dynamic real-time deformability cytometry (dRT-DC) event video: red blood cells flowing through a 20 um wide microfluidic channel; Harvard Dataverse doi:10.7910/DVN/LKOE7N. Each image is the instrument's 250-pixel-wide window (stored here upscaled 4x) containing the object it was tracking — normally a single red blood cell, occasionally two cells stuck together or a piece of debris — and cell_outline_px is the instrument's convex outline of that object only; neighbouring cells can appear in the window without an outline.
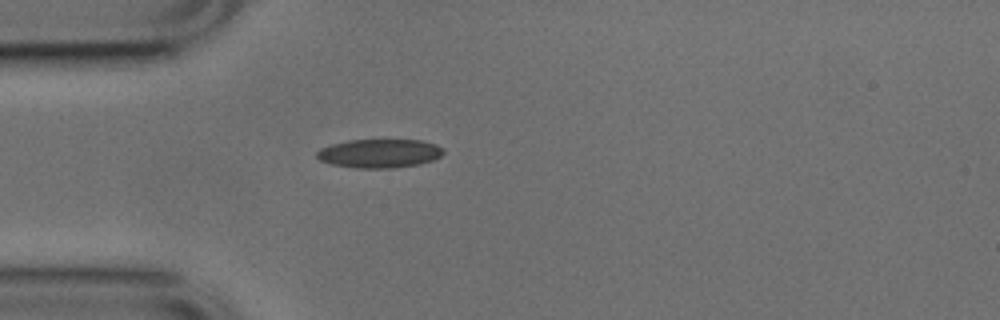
{"species": "common noctule bat (a hibernating species)", "species_latin": "Nyctalus noctula", "temperature_condition": "cold", "stored_images_in_passage": 32, "camera_frame_rate_fps": 3000, "um_per_image_px": 0.085, "animal": {"sex": "male", "body_mass_g": 17.9, "forearm_length_mm": 54.2}, "frame": {"image": 1, "passage_image": 1, "time_ms": 0.0, "image_size_px": [1000, 320], "cell_outline_px": [[444, 152], [440, 156], [432, 160], [420, 164], [392, 168], [356, 168], [332, 164], [320, 160], [316, 156], [316, 152], [320, 148], [332, 144], [348, 140], [420, 140], [436, 144], [444, 148]], "centroid_in_image_um": [32.26, 13.04], "position_along_channel_um": 52.7, "area_um2": 21.21}}
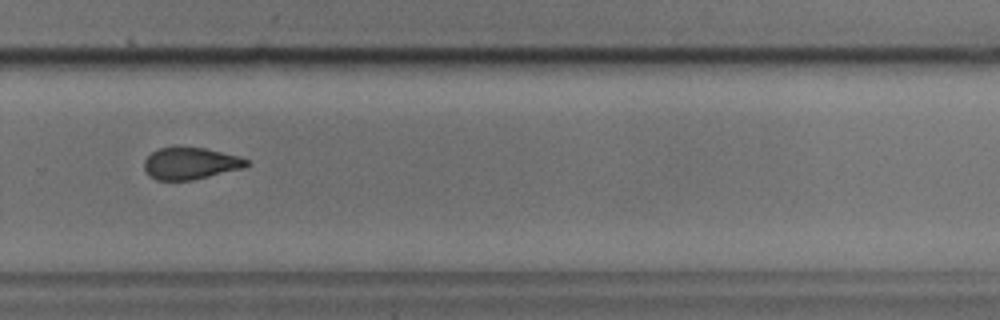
{"frame": {"image": 2, "passage_image": 22, "time_ms": 7.0, "image_size_px": [1000, 320], "cell_outline_px": [[248, 164], [244, 168], [192, 180], [156, 180], [148, 176], [144, 168], [144, 160], [152, 152], [160, 148], [204, 148], [240, 156], [248, 160]], "centroid_in_image_um": [16.18, 13.9], "position_along_channel_um": 313.6, "area_um2": 18.84}}
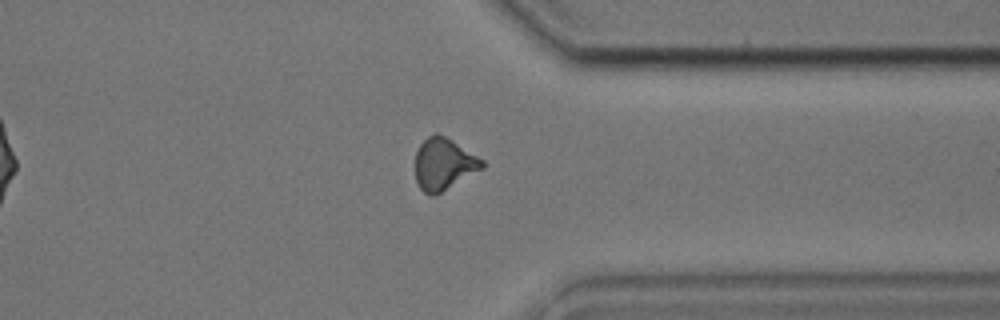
{"frame": {"image": 3, "passage_image": 27, "time_ms": 8.667, "image_size_px": [1000, 320], "cell_outline_px": [[484, 168], [436, 196], [432, 196], [424, 192], [416, 184], [416, 152], [420, 144], [428, 136], [436, 132], [452, 140], [484, 160]], "centroid_in_image_um": [37.72, 13.97], "position_along_channel_um": 373.7, "area_um2": 20.35}, "authors_computed_cell_mechanics": {"area_um2": 20.4612, "velocity_mm_per_s": 3.8145, "shape_relaxation_time_tau1_ms": 3.4797, "shape_relaxation_time_tau2_ms": 2.1922, "deformation_change_tau1": 0.102, "deformation_change_tau2": 0.0648}}